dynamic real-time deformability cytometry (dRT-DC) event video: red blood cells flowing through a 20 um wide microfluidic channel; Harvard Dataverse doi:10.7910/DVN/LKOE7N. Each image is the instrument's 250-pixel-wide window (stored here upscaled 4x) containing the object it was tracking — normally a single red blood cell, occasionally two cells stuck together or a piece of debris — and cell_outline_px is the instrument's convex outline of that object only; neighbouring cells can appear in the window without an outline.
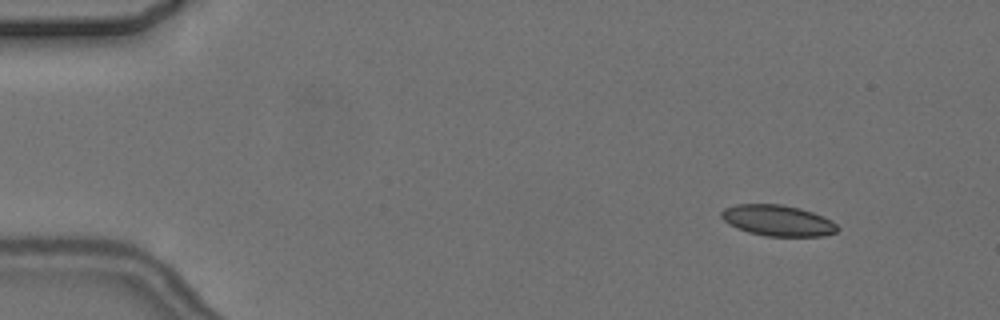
{"species": "common noctule bat (a hibernating species)", "species_latin": "Nyctalus noctula", "temperature_condition": "cold", "stored_images_in_passage": 4, "camera_frame_rate_fps": 3000, "um_per_image_px": 0.085, "animal": {"sex": "female", "body_mass_g": 24.6, "forearm_length_mm": 56.2}, "frame": {"image": 1, "passage_image": 1, "time_ms": 0.0, "image_size_px": [1000, 320], "cell_outline_px": [[840, 228], [836, 232], [824, 236], [764, 236], [748, 232], [728, 224], [720, 216], [720, 212], [724, 208], [736, 204], [780, 204], [800, 208], [812, 212], [832, 220]], "centroid_in_image_um": [66.1, 18.74], "position_along_channel_um": 18.9, "area_um2": 21.04}}